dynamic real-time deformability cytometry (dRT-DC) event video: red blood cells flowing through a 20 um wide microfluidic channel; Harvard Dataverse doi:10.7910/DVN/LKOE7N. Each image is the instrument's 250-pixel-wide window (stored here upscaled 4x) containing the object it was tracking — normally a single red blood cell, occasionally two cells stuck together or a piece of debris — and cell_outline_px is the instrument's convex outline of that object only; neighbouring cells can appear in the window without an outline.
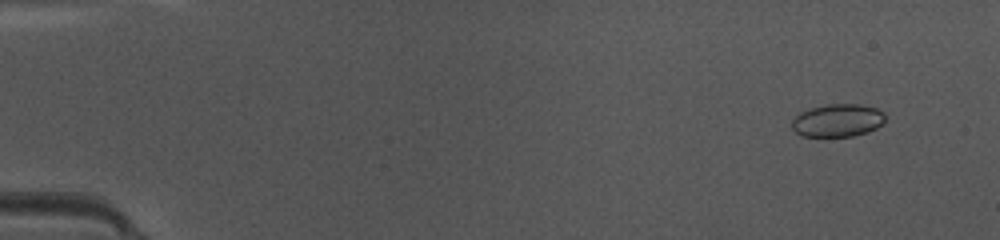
{"species": "common noctule bat (a hibernating species)", "species_latin": "Nyctalus noctula", "temperature_condition": "warm", "stored_images_in_passage": 48, "camera_frame_rate_fps": 3000, "um_per_image_px": 0.085, "animal": {"sex": "female", "body_mass_g": 10.0, "forearm_length_mm": 53.1}, "frame": {"image": 1, "passage_image": 4, "time_ms": 1.0, "image_size_px": [1000, 240], "cell_outline_px": [[884, 120], [876, 128], [868, 132], [852, 136], [800, 136], [792, 128], [792, 120], [800, 112], [808, 108], [824, 104], [860, 104], [876, 108], [884, 112]], "centroid_in_image_um": [71.17, 10.22], "position_along_channel_um": 13.8, "area_um2": 17.92}}
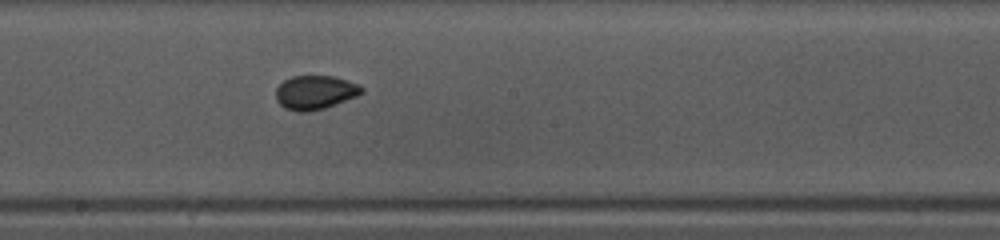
{"frame": {"image": 2, "passage_image": 27, "time_ms": 8.667, "image_size_px": [1000, 240], "cell_outline_px": [[364, 92], [356, 96], [324, 108], [308, 112], [300, 112], [284, 108], [276, 100], [276, 88], [284, 80], [292, 76], [336, 76], [360, 84], [364, 88]], "centroid_in_image_um": [26.8, 7.84], "position_along_channel_um": 221.4, "area_um2": 17.05}}
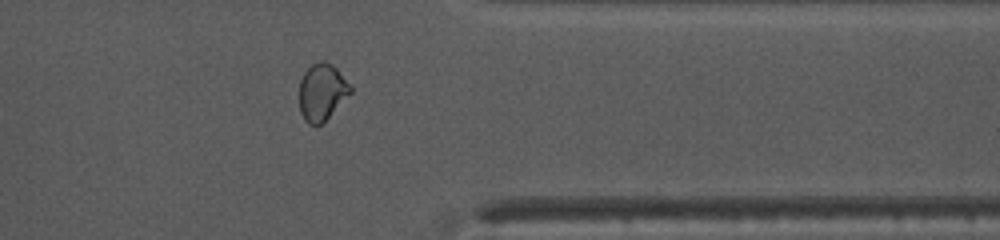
{"frame": {"image": 3, "passage_image": 39, "time_ms": 12.667, "image_size_px": [1000, 240], "cell_outline_px": [[352, 92], [320, 124], [308, 124], [304, 120], [300, 112], [300, 80], [304, 72], [312, 64], [320, 60], [324, 60], [332, 64], [336, 68], [352, 88]], "centroid_in_image_um": [27.35, 7.79], "position_along_channel_um": 384.1, "area_um2": 16.65}, "authors_computed_cell_mechanics": {"area_um2": 17.2244, "velocity_mm_per_s": 4.2071, "shape_relaxation_time_tau1_ms": null, "shape_relaxation_time_tau2_ms": 0.7223, "deformation_change_tau1": null, "deformation_change_tau2": 0.0438}}